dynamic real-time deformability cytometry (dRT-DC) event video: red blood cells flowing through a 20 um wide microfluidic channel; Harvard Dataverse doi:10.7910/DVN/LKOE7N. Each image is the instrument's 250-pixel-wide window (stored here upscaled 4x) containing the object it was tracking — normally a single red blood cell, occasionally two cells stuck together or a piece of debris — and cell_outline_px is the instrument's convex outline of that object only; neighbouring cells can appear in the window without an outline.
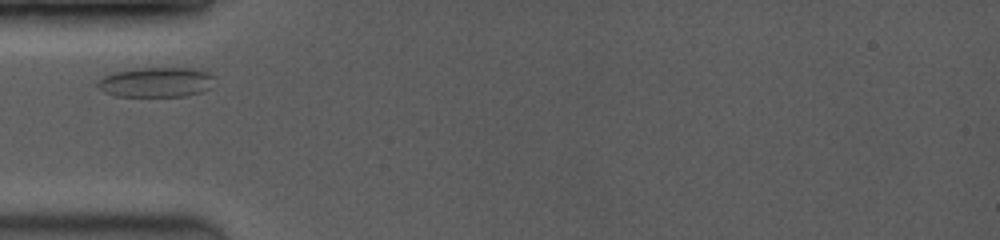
{"species": "common noctule bat (a hibernating species)", "species_latin": "Nyctalus noctula", "temperature_condition": "room temperature", "stored_images_in_passage": 39, "camera_frame_rate_fps": 3500, "um_per_image_px": 0.085, "animal": {"sex": "female", "body_mass_g": 19.0, "forearm_length_mm": 53.3}, "frame": {"image": 1, "passage_image": 1, "time_ms": 0.0, "image_size_px": [1000, 240], "cell_outline_px": [[216, 76], [208, 88], [200, 92], [184, 96], [116, 96], [104, 92], [96, 84], [104, 76], [112, 72], [140, 68], [196, 68], [208, 72]], "centroid_in_image_um": [13.28, 6.98], "position_along_channel_um": 71.7, "area_um2": 20.29}}
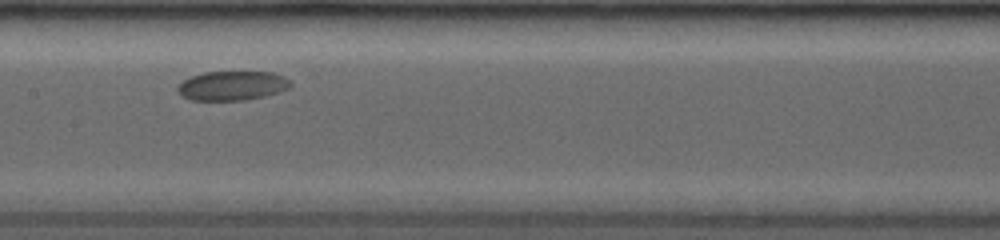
{"frame": {"image": 2, "passage_image": 14, "time_ms": 3.143, "image_size_px": [1000, 240], "cell_outline_px": [[292, 84], [288, 88], [264, 96], [244, 100], [192, 100], [176, 92], [176, 88], [184, 80], [192, 76], [204, 72], [272, 72], [284, 76]], "centroid_in_image_um": [19.72, 7.28], "position_along_channel_um": 187.7, "area_um2": 19.07}}
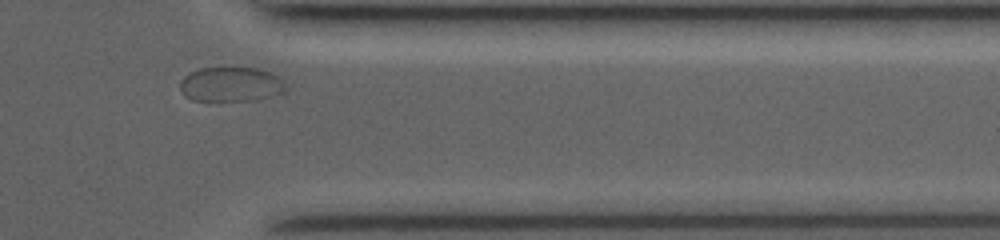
{"frame": {"image": 3, "passage_image": 36, "time_ms": 8.571, "image_size_px": [1000, 240], "cell_outline_px": [[288, 88], [284, 92], [256, 100], [192, 100], [184, 96], [180, 92], [180, 80], [184, 76], [200, 68], [224, 64], [256, 68], [268, 72], [284, 80], [288, 84]], "centroid_in_image_um": [19.62, 7.12], "position_along_channel_um": 391.8, "area_um2": 22.14}}